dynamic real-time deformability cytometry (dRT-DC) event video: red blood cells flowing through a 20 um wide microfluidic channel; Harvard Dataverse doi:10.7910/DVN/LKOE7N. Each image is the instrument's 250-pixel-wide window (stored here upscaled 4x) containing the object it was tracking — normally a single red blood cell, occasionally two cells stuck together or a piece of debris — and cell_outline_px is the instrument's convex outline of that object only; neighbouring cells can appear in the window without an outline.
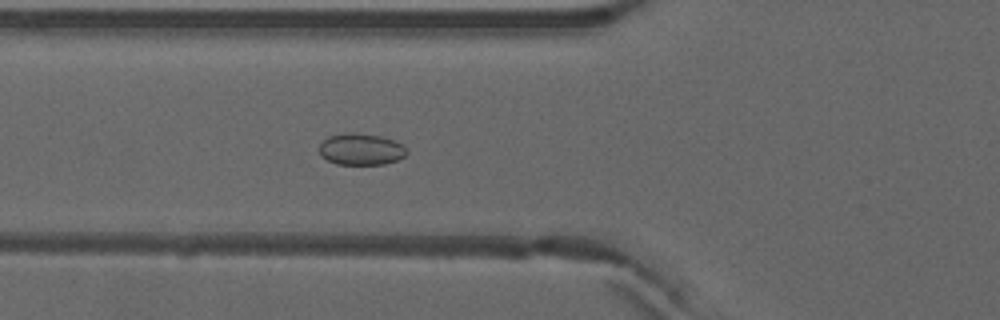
{"species": "common noctule bat (a hibernating species)", "species_latin": "Nyctalus noctula", "temperature_condition": "warm", "stored_images_in_passage": 6, "camera_frame_rate_fps": 3000, "um_per_image_px": 0.085, "animal": {"sex": "male", "forearm_length_mm": 52.5}, "frame": {"image": 1, "passage_image": 6, "time_ms": 1.667, "image_size_px": [1000, 320], "cell_outline_px": [[408, 152], [404, 156], [396, 160], [384, 164], [336, 164], [320, 156], [320, 144], [328, 136], [380, 136], [404, 144]], "centroid_in_image_um": [30.72, 12.75], "position_along_channel_um": 95.1, "area_um2": 15.26}}